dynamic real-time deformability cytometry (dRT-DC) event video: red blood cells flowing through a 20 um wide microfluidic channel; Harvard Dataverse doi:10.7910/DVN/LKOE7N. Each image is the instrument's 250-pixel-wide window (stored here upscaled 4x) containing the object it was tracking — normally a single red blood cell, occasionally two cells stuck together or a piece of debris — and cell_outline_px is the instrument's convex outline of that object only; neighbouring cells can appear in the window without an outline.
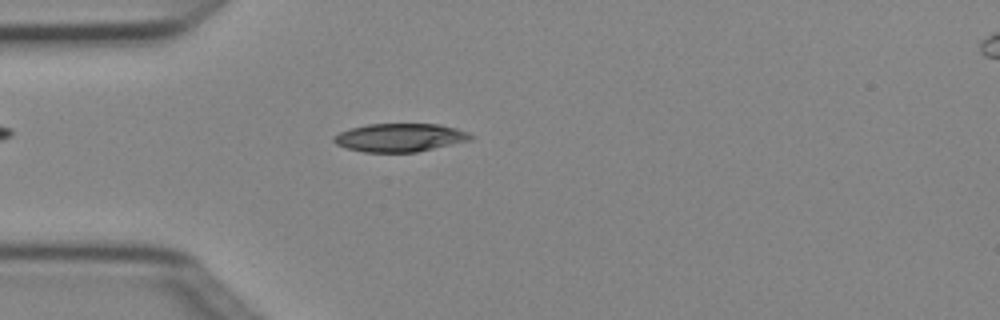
{"species": "Egyptian fruit bat (a non-hibernating species)", "species_latin": "Rousettus aegyptiacus", "temperature_condition": "cold", "stored_images_in_passage": 6, "camera_frame_rate_fps": 3000, "um_per_image_px": 0.085, "animal": {"sex": "female"}, "frame": {"image": 1, "passage_image": 6, "time_ms": 1.667, "image_size_px": [1000, 320], "cell_outline_px": [[476, 136], [472, 140], [416, 152], [364, 152], [348, 148], [336, 144], [332, 140], [332, 136], [340, 132], [352, 128], [368, 124], [440, 124], [456, 128], [468, 132]], "centroid_in_image_um": [34.03, 11.69], "position_along_channel_um": 51.0, "area_um2": 22.6}}